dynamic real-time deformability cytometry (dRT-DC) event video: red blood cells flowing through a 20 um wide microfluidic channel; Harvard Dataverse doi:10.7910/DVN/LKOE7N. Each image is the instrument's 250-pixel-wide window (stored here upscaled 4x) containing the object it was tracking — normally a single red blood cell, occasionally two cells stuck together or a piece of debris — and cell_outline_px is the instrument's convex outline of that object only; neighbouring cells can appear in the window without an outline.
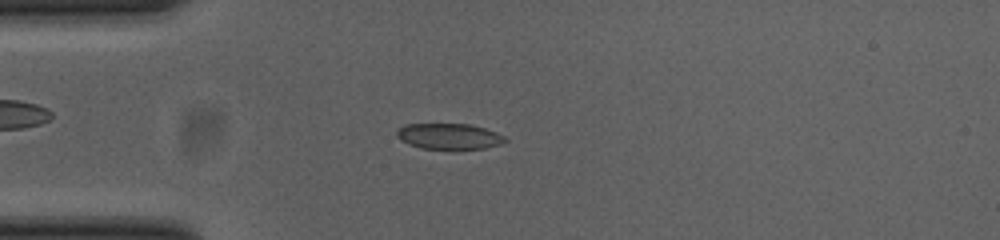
{"species": "common noctule bat (a hibernating species)", "species_latin": "Nyctalus noctula", "temperature_condition": "cold", "stored_images_in_passage": 52, "camera_frame_rate_fps": 3000, "um_per_image_px": 0.085, "animal": {"sex": "female", "body_mass_g": 23.0, "forearm_length_mm": 53.4}, "frame": {"image": 1, "passage_image": 13, "time_ms": 4.0, "image_size_px": [1000, 240], "cell_outline_px": [[508, 140], [500, 144], [484, 148], [420, 148], [408, 144], [400, 140], [396, 136], [396, 132], [404, 124], [468, 124], [484, 128], [496, 132], [504, 136]], "centroid_in_image_um": [38.14, 11.57], "position_along_channel_um": 46.9, "area_um2": 16.07}}
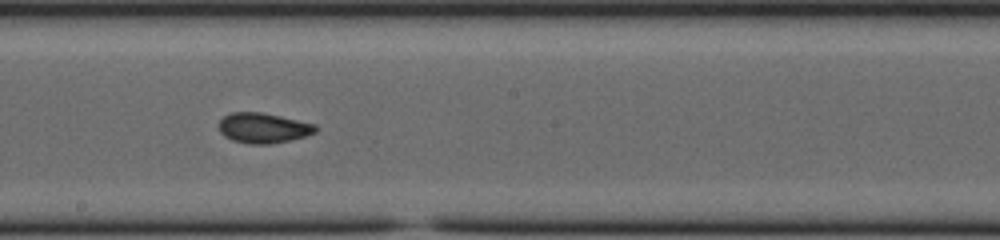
{"frame": {"image": 2, "passage_image": 28, "time_ms": 9.0, "image_size_px": [1000, 240], "cell_outline_px": [[320, 128], [316, 132], [304, 136], [288, 140], [268, 144], [248, 144], [232, 140], [224, 136], [220, 132], [216, 124], [224, 116], [232, 112], [260, 112], [280, 116], [316, 124]], "centroid_in_image_um": [22.35, 10.87], "position_along_channel_um": 225.8, "area_um2": 17.11}}
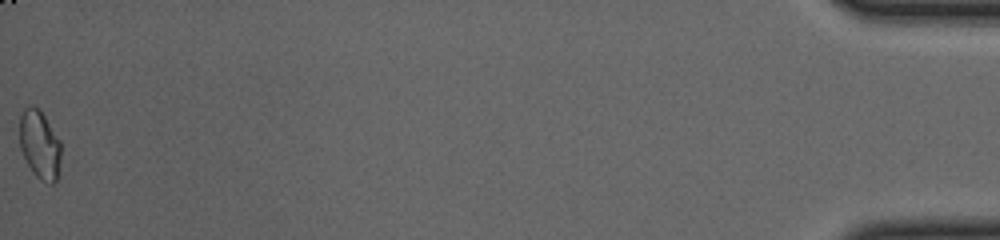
{"frame": {"image": 3, "passage_image": 52, "time_ms": 17.0, "image_size_px": [1000, 240], "cell_outline_px": [[60, 168], [56, 180], [52, 184], [48, 184], [40, 180], [32, 172], [20, 148], [20, 116], [24, 108], [28, 104], [32, 104], [44, 116], [60, 140]], "centroid_in_image_um": [3.37, 12.32], "position_along_channel_um": 431.8, "area_um2": 16.53}, "authors_computed_cell_mechanics": {"area_um2": 16.6464, "velocity_mm_per_s": 3.866, "shape_relaxation_time_tau1_ms": 3.1385, "shape_relaxation_time_tau2_ms": 1.6723, "deformation_change_tau1": 0.1106, "deformation_change_tau2": 0.0565}}